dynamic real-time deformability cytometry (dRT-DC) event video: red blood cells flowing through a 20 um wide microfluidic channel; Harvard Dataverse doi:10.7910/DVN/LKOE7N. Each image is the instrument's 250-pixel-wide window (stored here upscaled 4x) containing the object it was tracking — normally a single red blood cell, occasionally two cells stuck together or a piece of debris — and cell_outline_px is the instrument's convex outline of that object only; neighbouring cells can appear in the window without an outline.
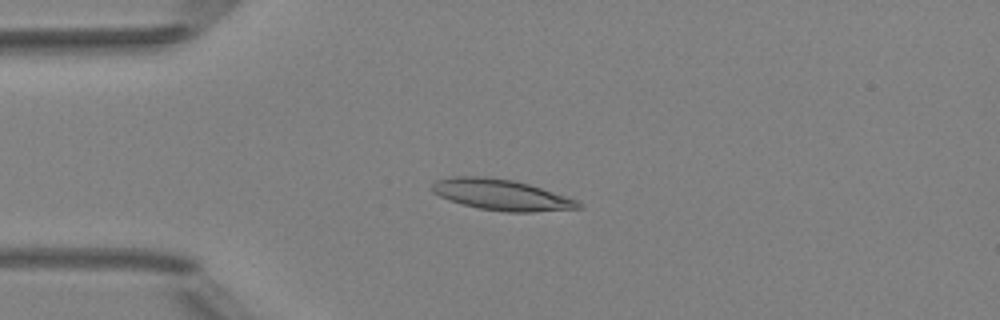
{"species": "Egyptian fruit bat (a non-hibernating species)", "species_latin": "Rousettus aegyptiacus", "temperature_condition": "room temperature", "stored_images_in_passage": 6, "camera_frame_rate_fps": 3000, "um_per_image_px": 0.085, "animal": {"sex": "female"}, "frame": {"image": 1, "passage_image": 4, "time_ms": 3.333, "image_size_px": [1000, 320], "cell_outline_px": [[584, 208], [532, 212], [504, 212], [480, 208], [464, 204], [440, 196], [432, 192], [432, 184], [436, 180], [452, 176], [488, 176], [512, 180], [528, 184], [576, 200], [584, 204]], "centroid_in_image_um": [42.62, 16.55], "position_along_channel_um": 42.4, "area_um2": 26.13}}
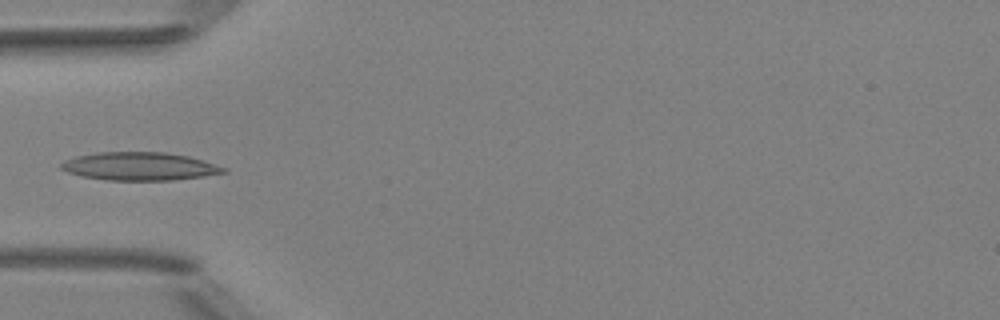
{"frame": {"image": 2, "passage_image": 5, "time_ms": 4.667, "image_size_px": [1000, 320], "cell_outline_px": [[228, 172], [204, 176], [172, 180], [108, 180], [84, 176], [68, 172], [60, 168], [60, 164], [64, 160], [76, 156], [96, 152], [164, 152], [188, 156], [228, 168]], "centroid_in_image_um": [11.87, 14.13], "position_along_channel_um": 73.1, "area_um2": 26.53}}
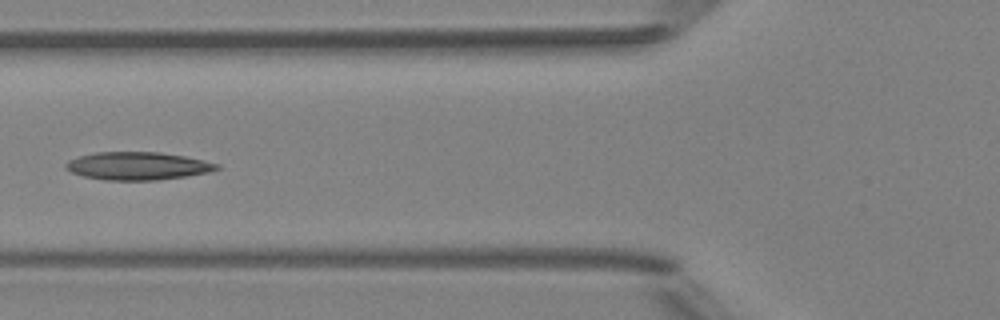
{"frame": {"image": 3, "passage_image": 6, "time_ms": 5.667, "image_size_px": [1000, 320], "cell_outline_px": [[220, 168], [208, 172], [184, 176], [156, 180], [104, 180], [84, 176], [72, 172], [64, 168], [64, 164], [68, 160], [80, 156], [96, 152], [160, 152], [184, 156], [220, 164]], "centroid_in_image_um": [11.67, 14.1], "position_along_channel_um": 114.1, "area_um2": 24.39}}